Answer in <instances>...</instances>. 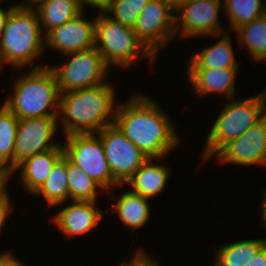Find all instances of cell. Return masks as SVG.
Masks as SVG:
<instances>
[{"instance_id":"6da1fadb","label":"cell","mask_w":266,"mask_h":266,"mask_svg":"<svg viewBox=\"0 0 266 266\" xmlns=\"http://www.w3.org/2000/svg\"><path fill=\"white\" fill-rule=\"evenodd\" d=\"M116 106L114 124L149 159H161L179 144L173 123L148 96H134Z\"/></svg>"},{"instance_id":"7a4b0ae2","label":"cell","mask_w":266,"mask_h":266,"mask_svg":"<svg viewBox=\"0 0 266 266\" xmlns=\"http://www.w3.org/2000/svg\"><path fill=\"white\" fill-rule=\"evenodd\" d=\"M114 92L112 85L105 82L61 94L59 113L62 117L59 116V119L62 120L61 125H64V133H98L106 126L114 124Z\"/></svg>"},{"instance_id":"3957f363","label":"cell","mask_w":266,"mask_h":266,"mask_svg":"<svg viewBox=\"0 0 266 266\" xmlns=\"http://www.w3.org/2000/svg\"><path fill=\"white\" fill-rule=\"evenodd\" d=\"M12 95L5 105L19 120L39 117H58L60 91L53 71L44 65L33 67L13 85ZM53 109L49 112L48 108Z\"/></svg>"},{"instance_id":"277c9868","label":"cell","mask_w":266,"mask_h":266,"mask_svg":"<svg viewBox=\"0 0 266 266\" xmlns=\"http://www.w3.org/2000/svg\"><path fill=\"white\" fill-rule=\"evenodd\" d=\"M42 34L35 8L14 5L0 34V46L5 64L18 68L32 64L46 47L43 39L45 37Z\"/></svg>"},{"instance_id":"5b68a950","label":"cell","mask_w":266,"mask_h":266,"mask_svg":"<svg viewBox=\"0 0 266 266\" xmlns=\"http://www.w3.org/2000/svg\"><path fill=\"white\" fill-rule=\"evenodd\" d=\"M264 109L266 91L254 97L225 104L208 133L202 159L206 161L226 144L243 135L266 114Z\"/></svg>"},{"instance_id":"8992f818","label":"cell","mask_w":266,"mask_h":266,"mask_svg":"<svg viewBox=\"0 0 266 266\" xmlns=\"http://www.w3.org/2000/svg\"><path fill=\"white\" fill-rule=\"evenodd\" d=\"M95 18V47L108 67L118 65L125 69L144 57L150 59V64L154 61L156 57L138 39L133 28L113 20L105 12Z\"/></svg>"},{"instance_id":"52a82bcc","label":"cell","mask_w":266,"mask_h":266,"mask_svg":"<svg viewBox=\"0 0 266 266\" xmlns=\"http://www.w3.org/2000/svg\"><path fill=\"white\" fill-rule=\"evenodd\" d=\"M67 63L48 66L54 73L60 95L108 82L109 67L96 47L65 55Z\"/></svg>"},{"instance_id":"ba28073f","label":"cell","mask_w":266,"mask_h":266,"mask_svg":"<svg viewBox=\"0 0 266 266\" xmlns=\"http://www.w3.org/2000/svg\"><path fill=\"white\" fill-rule=\"evenodd\" d=\"M66 142L62 144L64 155L70 162L82 169L93 178L104 190L119 185L113 178L108 161L105 158L104 147L98 134L65 135Z\"/></svg>"},{"instance_id":"9c48e42d","label":"cell","mask_w":266,"mask_h":266,"mask_svg":"<svg viewBox=\"0 0 266 266\" xmlns=\"http://www.w3.org/2000/svg\"><path fill=\"white\" fill-rule=\"evenodd\" d=\"M104 147L114 180L123 185L148 160L115 124L106 126L98 133Z\"/></svg>"},{"instance_id":"30bf717a","label":"cell","mask_w":266,"mask_h":266,"mask_svg":"<svg viewBox=\"0 0 266 266\" xmlns=\"http://www.w3.org/2000/svg\"><path fill=\"white\" fill-rule=\"evenodd\" d=\"M175 16L165 0H150L141 11L133 29L154 56L176 35Z\"/></svg>"},{"instance_id":"8fae6325","label":"cell","mask_w":266,"mask_h":266,"mask_svg":"<svg viewBox=\"0 0 266 266\" xmlns=\"http://www.w3.org/2000/svg\"><path fill=\"white\" fill-rule=\"evenodd\" d=\"M58 117H39L20 119L16 132L14 148V170L27 158L36 154L63 147L52 143L57 130Z\"/></svg>"},{"instance_id":"7c38bea8","label":"cell","mask_w":266,"mask_h":266,"mask_svg":"<svg viewBox=\"0 0 266 266\" xmlns=\"http://www.w3.org/2000/svg\"><path fill=\"white\" fill-rule=\"evenodd\" d=\"M220 0H191L183 4L175 16V32H180L183 38L210 35L220 36L222 28L219 24L218 13ZM180 26V27H179Z\"/></svg>"},{"instance_id":"4fadbf2b","label":"cell","mask_w":266,"mask_h":266,"mask_svg":"<svg viewBox=\"0 0 266 266\" xmlns=\"http://www.w3.org/2000/svg\"><path fill=\"white\" fill-rule=\"evenodd\" d=\"M217 154L221 163L266 166V114L243 135L226 144Z\"/></svg>"},{"instance_id":"5bb4252c","label":"cell","mask_w":266,"mask_h":266,"mask_svg":"<svg viewBox=\"0 0 266 266\" xmlns=\"http://www.w3.org/2000/svg\"><path fill=\"white\" fill-rule=\"evenodd\" d=\"M95 24L85 20L83 13L75 19L49 30L45 34V45L67 55L95 47Z\"/></svg>"},{"instance_id":"9a60e30c","label":"cell","mask_w":266,"mask_h":266,"mask_svg":"<svg viewBox=\"0 0 266 266\" xmlns=\"http://www.w3.org/2000/svg\"><path fill=\"white\" fill-rule=\"evenodd\" d=\"M73 203L53 217V224L57 225L63 234L76 236L89 232L103 218L95 201L73 200Z\"/></svg>"},{"instance_id":"2e32d148","label":"cell","mask_w":266,"mask_h":266,"mask_svg":"<svg viewBox=\"0 0 266 266\" xmlns=\"http://www.w3.org/2000/svg\"><path fill=\"white\" fill-rule=\"evenodd\" d=\"M237 69L228 68H188L189 80L197 95L204 96L208 93H219L227 100H232L235 90Z\"/></svg>"},{"instance_id":"e0dca14e","label":"cell","mask_w":266,"mask_h":266,"mask_svg":"<svg viewBox=\"0 0 266 266\" xmlns=\"http://www.w3.org/2000/svg\"><path fill=\"white\" fill-rule=\"evenodd\" d=\"M63 154V147H55L27 158L13 172L18 169L21 170L20 181H22V186L25 187L29 194L34 195L51 174L52 167Z\"/></svg>"},{"instance_id":"ac0fdd59","label":"cell","mask_w":266,"mask_h":266,"mask_svg":"<svg viewBox=\"0 0 266 266\" xmlns=\"http://www.w3.org/2000/svg\"><path fill=\"white\" fill-rule=\"evenodd\" d=\"M152 161L149 158L126 182L132 187V192L147 199L164 190L170 174L165 165H156Z\"/></svg>"},{"instance_id":"d6986e66","label":"cell","mask_w":266,"mask_h":266,"mask_svg":"<svg viewBox=\"0 0 266 266\" xmlns=\"http://www.w3.org/2000/svg\"><path fill=\"white\" fill-rule=\"evenodd\" d=\"M228 35L226 32L215 45L194 54L187 68L238 69L230 36Z\"/></svg>"},{"instance_id":"ffe728a7","label":"cell","mask_w":266,"mask_h":266,"mask_svg":"<svg viewBox=\"0 0 266 266\" xmlns=\"http://www.w3.org/2000/svg\"><path fill=\"white\" fill-rule=\"evenodd\" d=\"M36 6L34 8L38 13L40 26L44 27L46 33L54 27L75 19L84 12L79 7L77 0H43Z\"/></svg>"},{"instance_id":"44dd1931","label":"cell","mask_w":266,"mask_h":266,"mask_svg":"<svg viewBox=\"0 0 266 266\" xmlns=\"http://www.w3.org/2000/svg\"><path fill=\"white\" fill-rule=\"evenodd\" d=\"M147 201V198L129 190L119 197L113 209L118 213L122 225L135 230L149 220L150 206Z\"/></svg>"},{"instance_id":"7402d4cb","label":"cell","mask_w":266,"mask_h":266,"mask_svg":"<svg viewBox=\"0 0 266 266\" xmlns=\"http://www.w3.org/2000/svg\"><path fill=\"white\" fill-rule=\"evenodd\" d=\"M68 158L63 154L54 164L51 174L40 188L34 193L42 195L47 206L62 205L69 197Z\"/></svg>"},{"instance_id":"603a6c76","label":"cell","mask_w":266,"mask_h":266,"mask_svg":"<svg viewBox=\"0 0 266 266\" xmlns=\"http://www.w3.org/2000/svg\"><path fill=\"white\" fill-rule=\"evenodd\" d=\"M265 244V238L224 244L215 253L214 266H247Z\"/></svg>"},{"instance_id":"cb8c5ba5","label":"cell","mask_w":266,"mask_h":266,"mask_svg":"<svg viewBox=\"0 0 266 266\" xmlns=\"http://www.w3.org/2000/svg\"><path fill=\"white\" fill-rule=\"evenodd\" d=\"M19 119L5 106L0 109V165L14 171V148Z\"/></svg>"},{"instance_id":"d4e9b609","label":"cell","mask_w":266,"mask_h":266,"mask_svg":"<svg viewBox=\"0 0 266 266\" xmlns=\"http://www.w3.org/2000/svg\"><path fill=\"white\" fill-rule=\"evenodd\" d=\"M235 33L256 62L266 61V16L240 26Z\"/></svg>"},{"instance_id":"484cf974","label":"cell","mask_w":266,"mask_h":266,"mask_svg":"<svg viewBox=\"0 0 266 266\" xmlns=\"http://www.w3.org/2000/svg\"><path fill=\"white\" fill-rule=\"evenodd\" d=\"M68 185L69 198L79 201H95L97 202V190L103 187L99 185L93 178L89 177L82 169L68 160ZM99 188V189H97Z\"/></svg>"},{"instance_id":"4316f807","label":"cell","mask_w":266,"mask_h":266,"mask_svg":"<svg viewBox=\"0 0 266 266\" xmlns=\"http://www.w3.org/2000/svg\"><path fill=\"white\" fill-rule=\"evenodd\" d=\"M232 30L263 16L261 0H224Z\"/></svg>"},{"instance_id":"83f0119b","label":"cell","mask_w":266,"mask_h":266,"mask_svg":"<svg viewBox=\"0 0 266 266\" xmlns=\"http://www.w3.org/2000/svg\"><path fill=\"white\" fill-rule=\"evenodd\" d=\"M150 0H110L109 7L105 13L113 20L123 24L124 26L133 28L136 21Z\"/></svg>"},{"instance_id":"f1b7e54d","label":"cell","mask_w":266,"mask_h":266,"mask_svg":"<svg viewBox=\"0 0 266 266\" xmlns=\"http://www.w3.org/2000/svg\"><path fill=\"white\" fill-rule=\"evenodd\" d=\"M132 257L129 263L125 261L120 263V266H158L157 261L151 260L152 257L146 255L141 249L137 250Z\"/></svg>"},{"instance_id":"f546056e","label":"cell","mask_w":266,"mask_h":266,"mask_svg":"<svg viewBox=\"0 0 266 266\" xmlns=\"http://www.w3.org/2000/svg\"><path fill=\"white\" fill-rule=\"evenodd\" d=\"M11 199L7 192L0 198V232L6 222V217L9 214V210H11Z\"/></svg>"},{"instance_id":"4dcf8cb0","label":"cell","mask_w":266,"mask_h":266,"mask_svg":"<svg viewBox=\"0 0 266 266\" xmlns=\"http://www.w3.org/2000/svg\"><path fill=\"white\" fill-rule=\"evenodd\" d=\"M77 1L82 11L84 4H86L88 6L90 5L92 7L97 8L98 10L101 11V13L106 12L110 4V0H77Z\"/></svg>"},{"instance_id":"1f68e13d","label":"cell","mask_w":266,"mask_h":266,"mask_svg":"<svg viewBox=\"0 0 266 266\" xmlns=\"http://www.w3.org/2000/svg\"><path fill=\"white\" fill-rule=\"evenodd\" d=\"M24 264L20 262L14 255L10 253L0 254V266H23Z\"/></svg>"},{"instance_id":"d6a6232c","label":"cell","mask_w":266,"mask_h":266,"mask_svg":"<svg viewBox=\"0 0 266 266\" xmlns=\"http://www.w3.org/2000/svg\"><path fill=\"white\" fill-rule=\"evenodd\" d=\"M247 266H266V244L257 252Z\"/></svg>"},{"instance_id":"836d02e7","label":"cell","mask_w":266,"mask_h":266,"mask_svg":"<svg viewBox=\"0 0 266 266\" xmlns=\"http://www.w3.org/2000/svg\"><path fill=\"white\" fill-rule=\"evenodd\" d=\"M10 172H6L1 178H0V198L7 192L6 190V183H8L9 177H11Z\"/></svg>"},{"instance_id":"e575fe53","label":"cell","mask_w":266,"mask_h":266,"mask_svg":"<svg viewBox=\"0 0 266 266\" xmlns=\"http://www.w3.org/2000/svg\"><path fill=\"white\" fill-rule=\"evenodd\" d=\"M168 5L175 11L177 12V10L183 5L188 3L191 0H165Z\"/></svg>"},{"instance_id":"d590c367","label":"cell","mask_w":266,"mask_h":266,"mask_svg":"<svg viewBox=\"0 0 266 266\" xmlns=\"http://www.w3.org/2000/svg\"><path fill=\"white\" fill-rule=\"evenodd\" d=\"M14 6H11L9 9L7 10H3L2 7H0V34L2 33L6 18L10 12V10L13 8Z\"/></svg>"},{"instance_id":"8d00e7d4","label":"cell","mask_w":266,"mask_h":266,"mask_svg":"<svg viewBox=\"0 0 266 266\" xmlns=\"http://www.w3.org/2000/svg\"><path fill=\"white\" fill-rule=\"evenodd\" d=\"M263 201H262V213H261V217L262 220L265 222L266 225V191L264 190V196H263Z\"/></svg>"},{"instance_id":"74e56055","label":"cell","mask_w":266,"mask_h":266,"mask_svg":"<svg viewBox=\"0 0 266 266\" xmlns=\"http://www.w3.org/2000/svg\"><path fill=\"white\" fill-rule=\"evenodd\" d=\"M43 0H25V2L22 4L23 6L26 7H31L32 8V4H34L33 7H35L38 3H40ZM32 3V4H31ZM31 4V5H30Z\"/></svg>"},{"instance_id":"f35d334b","label":"cell","mask_w":266,"mask_h":266,"mask_svg":"<svg viewBox=\"0 0 266 266\" xmlns=\"http://www.w3.org/2000/svg\"><path fill=\"white\" fill-rule=\"evenodd\" d=\"M262 11H263V16H266V0H265V5L264 2H262Z\"/></svg>"},{"instance_id":"ab89813d","label":"cell","mask_w":266,"mask_h":266,"mask_svg":"<svg viewBox=\"0 0 266 266\" xmlns=\"http://www.w3.org/2000/svg\"><path fill=\"white\" fill-rule=\"evenodd\" d=\"M7 171L0 165V178L6 173Z\"/></svg>"},{"instance_id":"60d3db41","label":"cell","mask_w":266,"mask_h":266,"mask_svg":"<svg viewBox=\"0 0 266 266\" xmlns=\"http://www.w3.org/2000/svg\"><path fill=\"white\" fill-rule=\"evenodd\" d=\"M0 62H1L2 64L5 63V60H4V58H3L2 51H1V46H0Z\"/></svg>"}]
</instances>
